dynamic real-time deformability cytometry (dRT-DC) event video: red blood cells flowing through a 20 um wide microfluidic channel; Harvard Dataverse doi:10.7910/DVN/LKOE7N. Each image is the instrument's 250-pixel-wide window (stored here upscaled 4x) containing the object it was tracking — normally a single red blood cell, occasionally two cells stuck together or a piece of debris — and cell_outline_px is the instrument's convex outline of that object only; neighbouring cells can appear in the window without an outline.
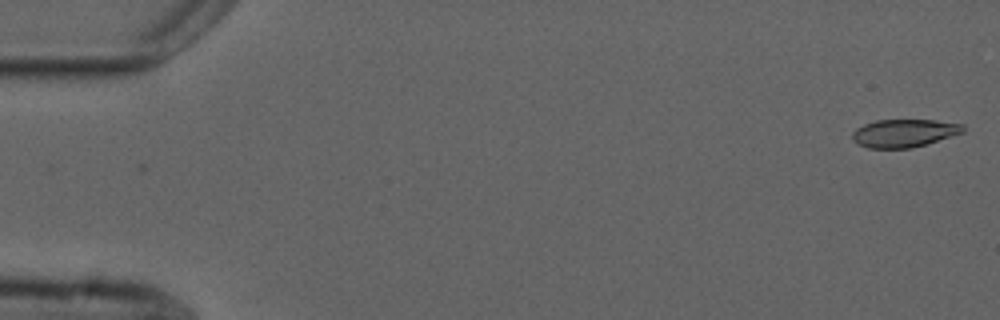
{"species": "common noctule bat (a hibernating species)", "species_latin": "Nyctalus noctula", "temperature_condition": "cold", "stored_images_in_passage": 3, "camera_frame_rate_fps": 3000, "um_per_image_px": 0.085, "animal": {"sex": "male", "forearm_length_mm": 52.5}, "frame": {"image": 1, "passage_image": 1, "time_ms": 0.0, "image_size_px": [1000, 320], "cell_outline_px": [[964, 132], [912, 148], [868, 148], [852, 140], [852, 132], [856, 128], [864, 124], [876, 120], [936, 120], [964, 124]], "centroid_in_image_um": [76.84, 11.31], "position_along_channel_um": 8.2, "area_um2": 17.98}}